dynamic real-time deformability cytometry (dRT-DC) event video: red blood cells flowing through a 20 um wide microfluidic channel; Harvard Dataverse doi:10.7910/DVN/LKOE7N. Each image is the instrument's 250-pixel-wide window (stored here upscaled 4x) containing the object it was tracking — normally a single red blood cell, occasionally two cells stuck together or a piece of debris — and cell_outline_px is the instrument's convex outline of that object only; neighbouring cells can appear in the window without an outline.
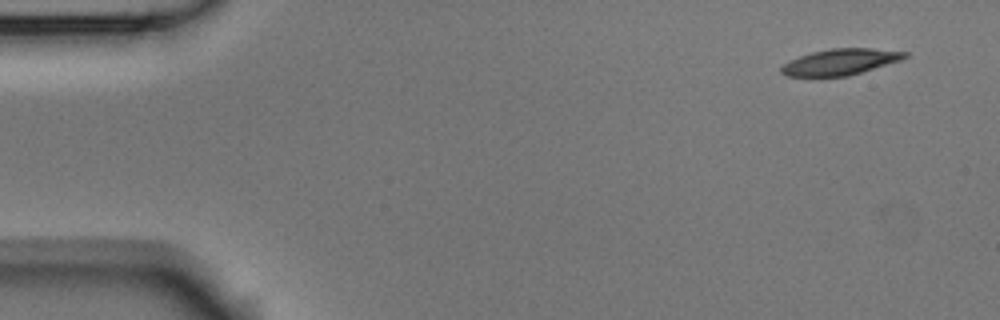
{"species": "Egyptian fruit bat (a non-hibernating species)", "species_latin": "Rousettus aegyptiacus", "temperature_condition": "room temperature", "stored_images_in_passage": 6, "camera_frame_rate_fps": 3000, "um_per_image_px": 0.085, "animal": {"sex": "male"}, "frame": {"image": 1, "passage_image": 1, "time_ms": 0.0, "image_size_px": [1000, 320], "cell_outline_px": [[908, 56], [900, 60], [848, 76], [784, 76], [780, 72], [780, 68], [788, 60], [812, 52], [832, 48], [872, 48], [908, 52]], "centroid_in_image_um": [71.4, 5.26], "position_along_channel_um": 13.6, "area_um2": 18.67}}
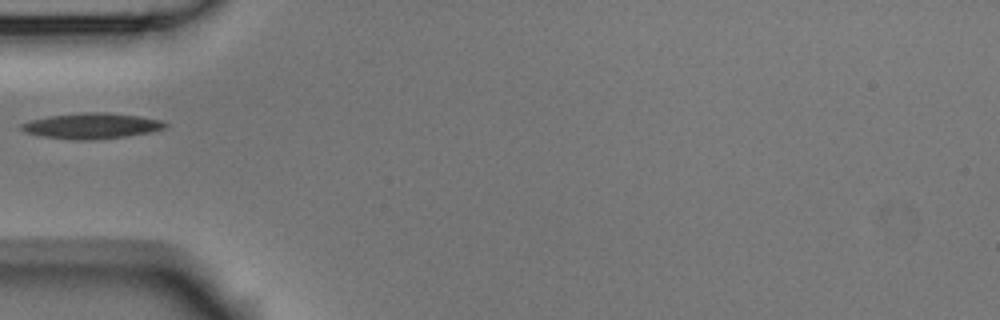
{"frame": {"image": 2, "passage_image": 5, "time_ms": 1.333, "image_size_px": [1000, 320], "cell_outline_px": [[168, 124], [164, 128], [148, 132], [124, 136], [88, 140], [76, 140], [44, 136], [24, 132], [20, 128], [20, 124], [28, 120], [48, 116], [88, 112], [104, 112], [140, 116], [160, 120]], "centroid_in_image_um": [7.74, 10.69], "position_along_channel_um": 77.3, "area_um2": 21.21}}
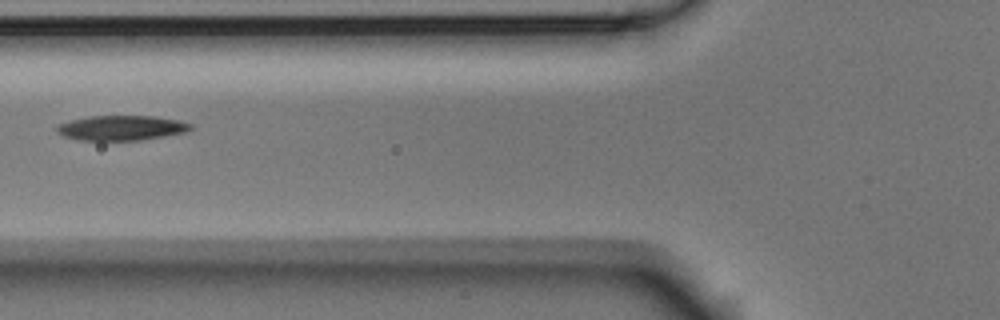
{"frame": {"image": 3, "passage_image": 6, "time_ms": 1.667, "image_size_px": [1000, 320], "cell_outline_px": [[192, 128], [184, 132], [140, 140], [80, 140], [64, 136], [56, 132], [56, 124], [88, 116], [152, 116], [180, 120], [192, 124]], "centroid_in_image_um": [10.28, 10.86], "position_along_channel_um": 115.5, "area_um2": 19.31}}